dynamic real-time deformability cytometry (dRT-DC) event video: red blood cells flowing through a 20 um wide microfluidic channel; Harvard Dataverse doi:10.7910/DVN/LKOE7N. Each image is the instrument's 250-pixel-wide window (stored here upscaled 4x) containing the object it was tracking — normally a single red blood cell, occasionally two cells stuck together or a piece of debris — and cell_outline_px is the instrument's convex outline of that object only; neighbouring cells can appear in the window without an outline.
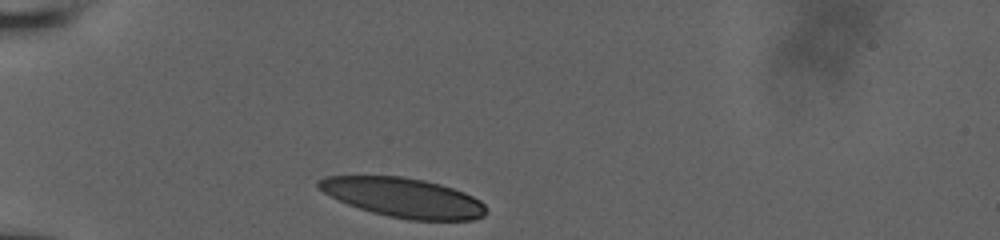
{"species": "human", "species_latin": "Homo sapiens", "temperature_condition": "room temperature", "stored_images_in_passage": 11, "camera_frame_rate_fps": 3000, "um_per_image_px": 0.085, "donor": {"sex": "male"}, "frame": {"image": 1, "passage_image": 1, "time_ms": 0.0, "image_size_px": [1000, 240], "cell_outline_px": [[488, 212], [484, 216], [472, 220], [408, 220], [388, 216], [372, 212], [348, 204], [316, 188], [316, 180], [324, 176], [400, 176], [424, 180], [440, 184], [464, 192], [480, 200], [484, 204]], "centroid_in_image_um": [34.29, 16.79], "position_along_channel_um": 50.7, "area_um2": 38.49}}
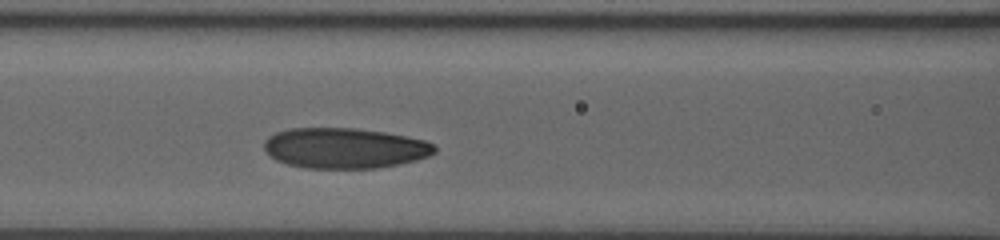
{"frame": {"image": 2, "passage_image": 8, "time_ms": 3.0, "image_size_px": [1000, 240], "cell_outline_px": [[436, 152], [428, 156], [416, 160], [400, 164], [376, 168], [304, 168], [288, 164], [276, 160], [264, 148], [264, 140], [268, 136], [276, 132], [292, 128], [356, 128], [384, 132], [424, 140], [436, 144]], "centroid_in_image_um": [29.31, 12.59], "position_along_channel_um": 137.3, "area_um2": 40.23}}
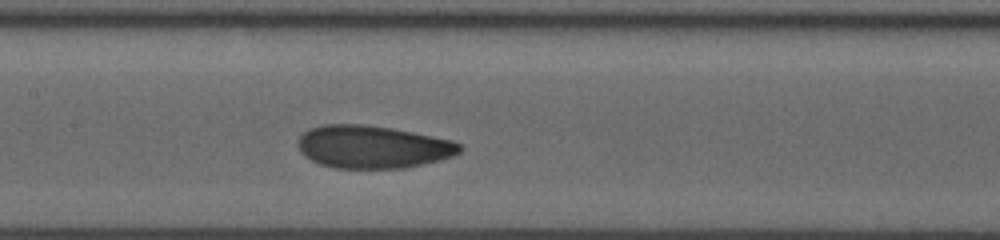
{"frame": {"image": 3, "passage_image": 11, "time_ms": 4.0, "image_size_px": [1000, 240], "cell_outline_px": [[464, 148], [460, 152], [452, 156], [404, 168], [336, 168], [320, 164], [304, 156], [300, 152], [300, 136], [308, 128], [324, 124], [364, 124], [392, 128], [452, 140], [460, 144]], "centroid_in_image_um": [31.67, 12.47], "position_along_channel_um": 175.7, "area_um2": 40.06}}